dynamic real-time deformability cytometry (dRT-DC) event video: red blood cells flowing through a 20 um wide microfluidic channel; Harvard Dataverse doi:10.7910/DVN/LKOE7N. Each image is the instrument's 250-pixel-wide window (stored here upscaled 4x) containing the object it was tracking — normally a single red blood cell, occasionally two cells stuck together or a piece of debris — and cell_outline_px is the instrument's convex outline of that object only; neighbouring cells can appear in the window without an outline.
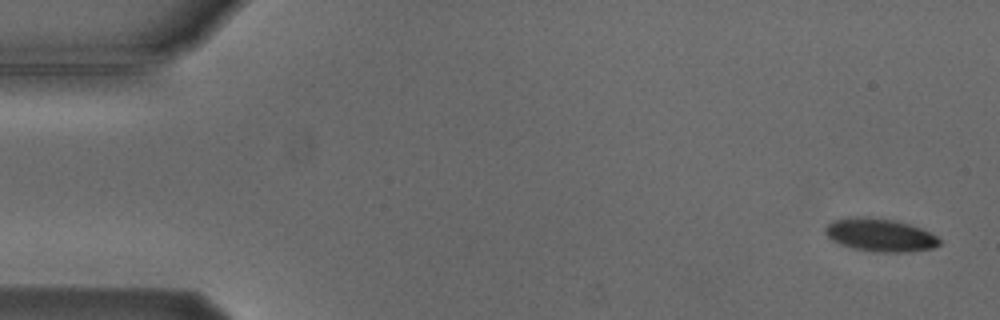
{"species": "Egyptian fruit bat (a non-hibernating species)", "species_latin": "Rousettus aegyptiacus", "temperature_condition": "cold", "stored_images_in_passage": 3, "camera_frame_rate_fps": 3000, "um_per_image_px": 0.085, "animal": {"sex": "male"}, "frame": {"image": 1, "passage_image": 1, "time_ms": 0.0, "image_size_px": [1000, 320], "cell_outline_px": [[940, 244], [932, 248], [908, 252], [872, 252], [852, 248], [840, 244], [832, 240], [824, 232], [824, 228], [828, 224], [836, 220], [856, 216], [868, 216], [896, 220], [920, 228], [936, 236], [940, 240]], "centroid_in_image_um": [74.78, 19.98], "position_along_channel_um": 10.2, "area_um2": 21.96}}